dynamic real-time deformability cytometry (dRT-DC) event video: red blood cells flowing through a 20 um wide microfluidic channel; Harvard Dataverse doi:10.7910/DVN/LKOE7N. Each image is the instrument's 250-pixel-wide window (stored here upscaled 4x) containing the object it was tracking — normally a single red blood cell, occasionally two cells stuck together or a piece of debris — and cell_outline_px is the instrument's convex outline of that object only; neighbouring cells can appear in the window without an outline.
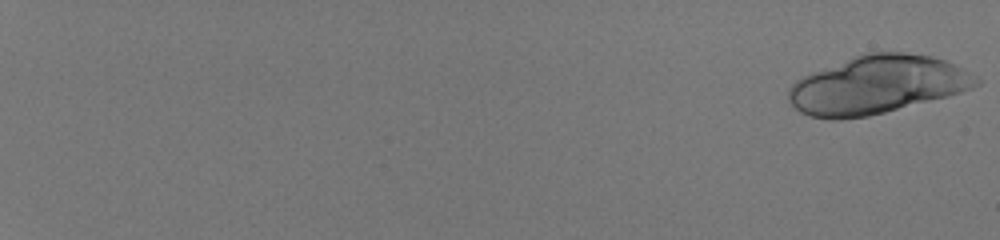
{"species": "human", "species_latin": "Homo sapiens", "temperature_condition": "room temperature", "stored_images_in_passage": 26, "camera_frame_rate_fps": 3000, "um_per_image_px": 0.085, "donor": {"sex": "male"}, "frame": {"image": 1, "passage_image": 1, "time_ms": 0.0, "image_size_px": [1000, 240], "cell_outline_px": [[980, 84], [972, 88], [948, 96], [868, 116], [840, 120], [832, 120], [808, 116], [800, 112], [788, 100], [788, 88], [796, 80], [812, 72], [864, 52], [904, 52], [932, 56], [944, 60], [976, 76], [980, 80]], "centroid_in_image_um": [74.52, 7.21], "position_along_channel_um": 10.5, "area_um2": 63.35}}